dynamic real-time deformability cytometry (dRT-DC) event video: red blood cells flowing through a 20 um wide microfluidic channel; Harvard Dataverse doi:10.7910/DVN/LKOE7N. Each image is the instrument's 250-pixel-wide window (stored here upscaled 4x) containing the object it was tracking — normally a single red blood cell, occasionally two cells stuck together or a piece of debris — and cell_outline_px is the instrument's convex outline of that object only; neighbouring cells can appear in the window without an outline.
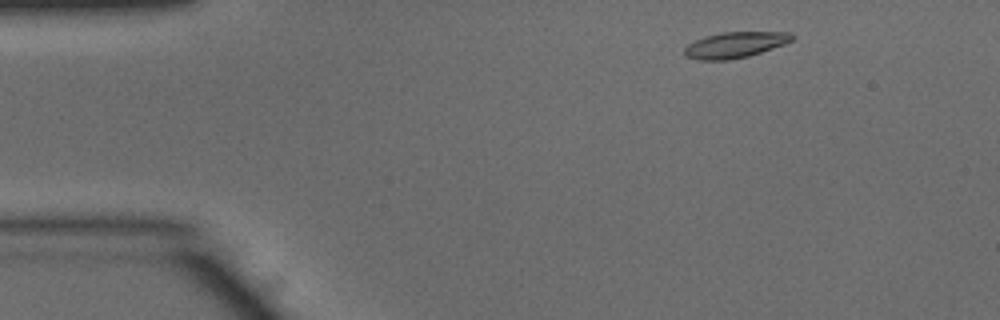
{"species": "common noctule bat (a hibernating species)", "species_latin": "Nyctalus noctula", "temperature_condition": "warm", "stored_images_in_passage": 47, "camera_frame_rate_fps": 3000, "um_per_image_px": 0.085, "animal": {"sex": "male", "body_mass_g": 15.6}, "frame": {"image": 1, "passage_image": 3, "time_ms": 0.667, "image_size_px": [1000, 320], "cell_outline_px": [[796, 36], [792, 40], [784, 44], [748, 56], [728, 60], [700, 60], [684, 56], [684, 48], [688, 44], [704, 36], [720, 32], [792, 32]], "centroid_in_image_um": [62.47, 3.8], "position_along_channel_um": 22.5, "area_um2": 16.24}}
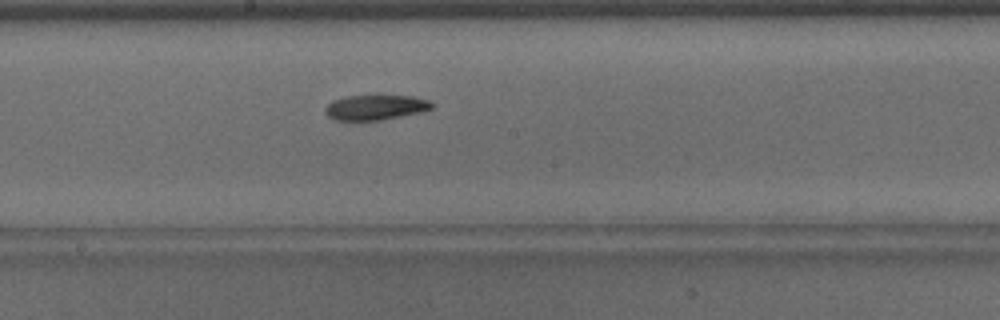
{"frame": {"image": 2, "passage_image": 23, "time_ms": 7.333, "image_size_px": [1000, 320], "cell_outline_px": [[436, 104], [432, 108], [420, 112], [380, 120], [332, 120], [324, 112], [324, 108], [332, 100], [344, 96], [372, 92], [376, 92], [412, 96], [428, 100]], "centroid_in_image_um": [31.89, 9.06], "position_along_channel_um": 216.3, "area_um2": 16.59}}
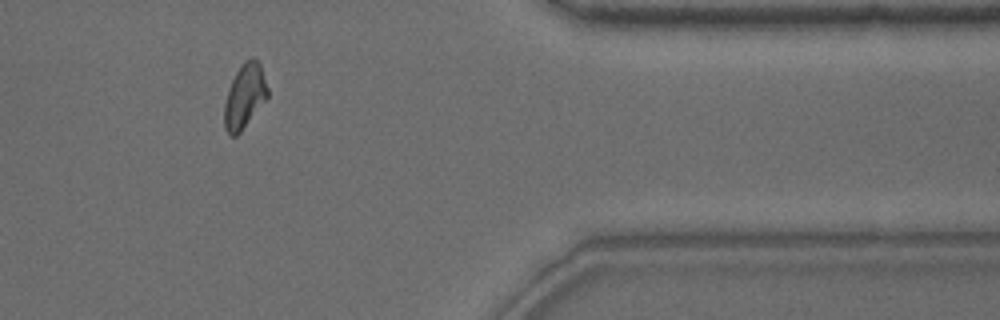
{"frame": {"image": 3, "passage_image": 38, "time_ms": 12.333, "image_size_px": [1000, 320], "cell_outline_px": [[268, 96], [240, 132], [236, 136], [228, 136], [224, 128], [224, 104], [228, 88], [236, 72], [244, 60], [252, 56], [260, 64], [268, 88]], "centroid_in_image_um": [20.77, 8.17], "position_along_channel_um": 390.6, "area_um2": 16.18}, "authors_computed_cell_mechanics": {"area_um2": 16.2996, "velocity_mm_per_s": 3.9629, "shape_relaxation_time_tau1_ms": 5.8541, "shape_relaxation_time_tau2_ms": null, "deformation_change_tau1": 0.1713, "deformation_change_tau2": null}}